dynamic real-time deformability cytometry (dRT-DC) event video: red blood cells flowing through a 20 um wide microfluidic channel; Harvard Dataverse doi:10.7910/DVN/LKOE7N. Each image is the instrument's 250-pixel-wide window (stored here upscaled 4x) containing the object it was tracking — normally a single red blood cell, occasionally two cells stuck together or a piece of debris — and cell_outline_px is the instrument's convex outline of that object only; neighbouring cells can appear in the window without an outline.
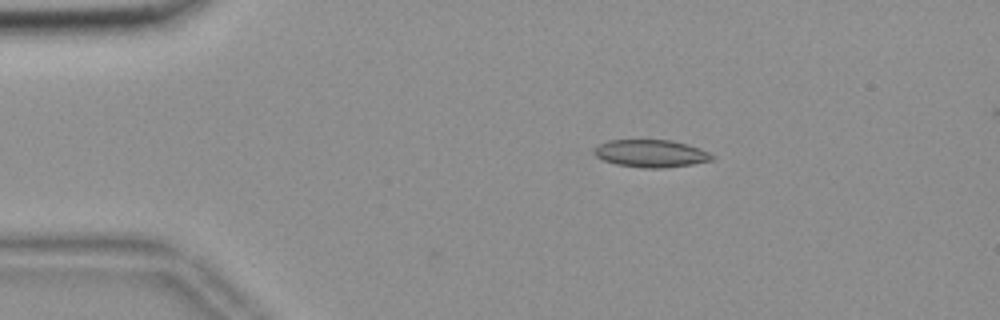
{"species": "common noctule bat (a hibernating species)", "species_latin": "Nyctalus noctula", "temperature_condition": "room temperature", "stored_images_in_passage": 45, "camera_frame_rate_fps": 3000, "um_per_image_px": 0.085, "animal": {"sex": "female", "body_mass_g": 18.4}, "frame": {"image": 1, "passage_image": 1, "time_ms": 0.0, "image_size_px": [1000, 320], "cell_outline_px": [[716, 156], [712, 160], [692, 164], [664, 168], [644, 168], [616, 164], [604, 160], [596, 156], [592, 152], [592, 148], [608, 140], [672, 140], [700, 148]], "centroid_in_image_um": [55.32, 13.04], "position_along_channel_um": 29.7, "area_um2": 18.96}}
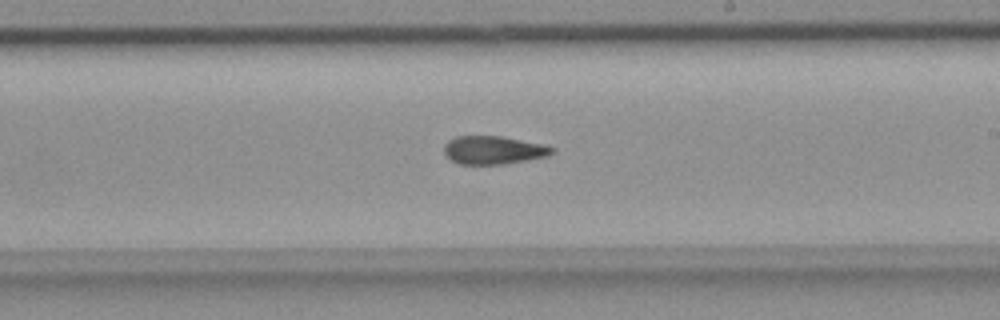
{"frame": {"image": 2, "passage_image": 23, "time_ms": 7.333, "image_size_px": [1000, 320], "cell_outline_px": [[556, 152], [548, 156], [504, 164], [460, 164], [452, 160], [444, 152], [444, 144], [448, 140], [456, 136], [500, 136], [544, 144], [556, 148]], "centroid_in_image_um": [41.98, 12.75], "position_along_channel_um": 247.0, "area_um2": 17.8}}
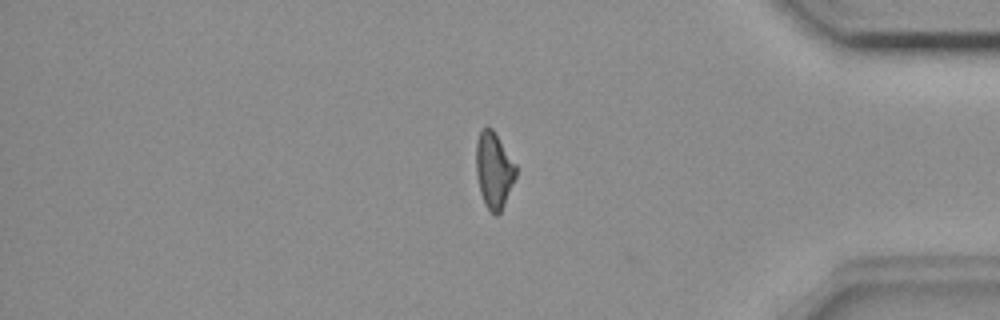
{"frame": {"image": 3, "passage_image": 37, "time_ms": 12.0, "image_size_px": [1000, 320], "cell_outline_px": [[516, 176], [504, 204], [500, 212], [496, 216], [484, 204], [480, 192], [476, 172], [476, 140], [480, 128], [488, 124], [492, 128], [516, 164]], "centroid_in_image_um": [41.96, 14.41], "position_along_channel_um": 393.2, "area_um2": 17.74}, "authors_computed_cell_mechanics": {"area_um2": 18.3804, "velocity_mm_per_s": 3.6976, "shape_relaxation_time_tau1_ms": null, "shape_relaxation_time_tau2_ms": 3.5373, "deformation_change_tau1": null, "deformation_change_tau2": 0.1129}}